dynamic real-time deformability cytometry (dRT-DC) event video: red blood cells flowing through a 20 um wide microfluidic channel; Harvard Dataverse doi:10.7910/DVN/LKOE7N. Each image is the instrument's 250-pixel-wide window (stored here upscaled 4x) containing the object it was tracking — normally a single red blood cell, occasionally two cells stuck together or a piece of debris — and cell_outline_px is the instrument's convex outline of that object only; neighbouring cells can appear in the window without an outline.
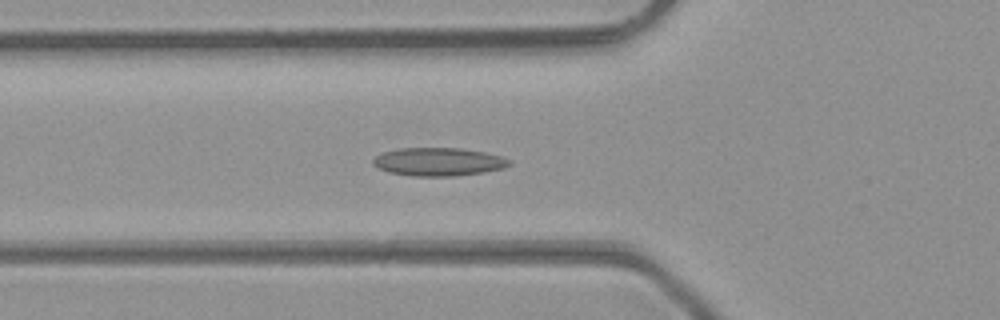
{"species": "common noctule bat (a hibernating species)", "species_latin": "Nyctalus noctula", "temperature_condition": "room temperature", "stored_images_in_passage": 30, "camera_frame_rate_fps": 3000, "um_per_image_px": 0.085, "animal": {"sex": "male", "body_mass_g": 23.1, "forearm_length_mm": 52.7}, "frame": {"image": 1, "passage_image": 8, "time_ms": 2.333, "image_size_px": [1000, 320], "cell_outline_px": [[512, 164], [504, 168], [484, 172], [456, 176], [412, 176], [388, 172], [372, 164], [372, 160], [376, 156], [384, 152], [400, 148], [460, 148], [484, 152], [500, 156], [508, 160]], "centroid_in_image_um": [37.26, 13.76], "position_along_channel_um": 88.5, "area_um2": 22.31}}
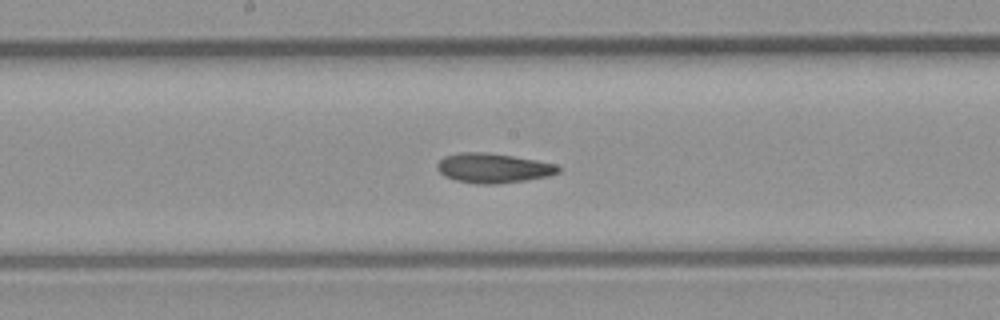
{"frame": {"image": 2, "passage_image": 16, "time_ms": 5.0, "image_size_px": [1000, 320], "cell_outline_px": [[560, 172], [548, 176], [524, 180], [496, 184], [476, 184], [456, 180], [444, 176], [436, 168], [436, 164], [444, 156], [460, 152], [484, 152], [512, 156], [536, 160], [556, 164], [560, 168]], "centroid_in_image_um": [41.89, 14.28], "position_along_channel_um": 206.3, "area_um2": 20.87}}
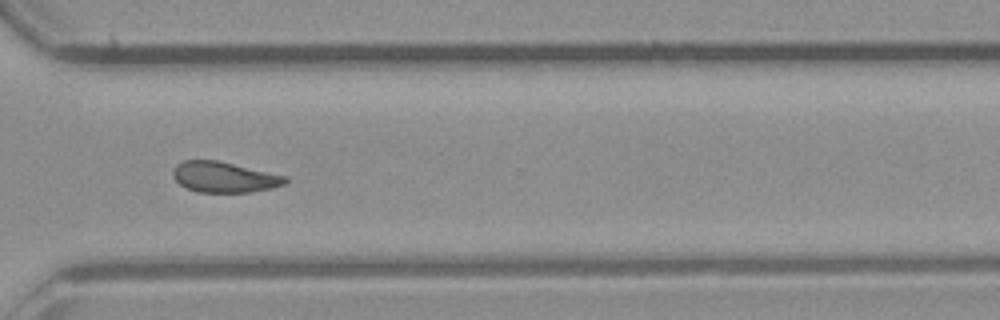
{"frame": {"image": 3, "passage_image": 26, "time_ms": 8.333, "image_size_px": [1000, 320], "cell_outline_px": [[288, 180], [284, 184], [272, 188], [248, 192], [196, 192], [180, 184], [172, 176], [172, 172], [176, 164], [184, 160], [216, 160], [288, 176]], "centroid_in_image_um": [19.05, 15.05], "position_along_channel_um": 351.5, "area_um2": 20.0}, "authors_computed_cell_mechanics": {"area_um2": 20.6057, "velocity_mm_per_s": 4.3765, "shape_relaxation_time_tau1_ms": null, "shape_relaxation_time_tau2_ms": 3.3723, "deformation_change_tau1": null, "deformation_change_tau2": 0.0991}}